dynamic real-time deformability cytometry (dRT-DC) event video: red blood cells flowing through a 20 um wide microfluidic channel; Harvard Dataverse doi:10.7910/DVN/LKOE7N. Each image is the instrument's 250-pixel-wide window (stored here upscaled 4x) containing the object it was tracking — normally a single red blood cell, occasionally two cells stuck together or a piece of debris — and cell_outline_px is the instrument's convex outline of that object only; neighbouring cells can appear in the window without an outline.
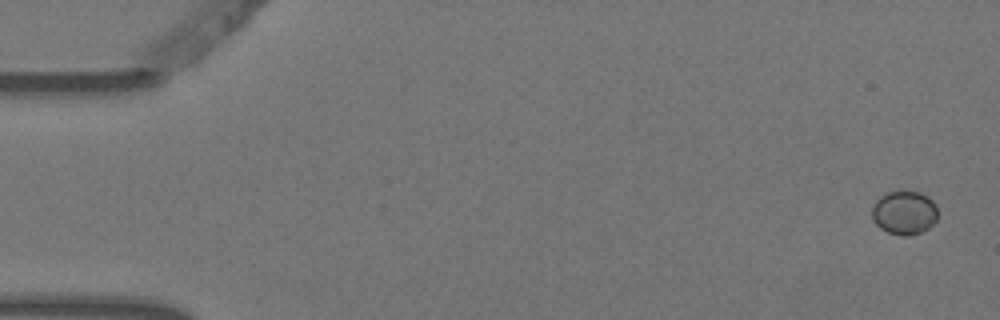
{"species": "Egyptian fruit bat (a non-hibernating species)", "species_latin": "Rousettus aegyptiacus", "temperature_condition": "warm", "stored_images_in_passage": 4, "camera_frame_rate_fps": 3000, "um_per_image_px": 0.085, "animal": {"sex": "female"}, "frame": {"image": 1, "passage_image": 1, "time_ms": 0.0, "image_size_px": [1000, 320], "cell_outline_px": [[936, 220], [928, 228], [920, 232], [908, 236], [900, 236], [888, 232], [880, 228], [872, 220], [872, 204], [884, 192], [920, 192], [928, 196], [936, 204]], "centroid_in_image_um": [76.83, 18.08], "position_along_channel_um": 8.2, "area_um2": 16.82}}
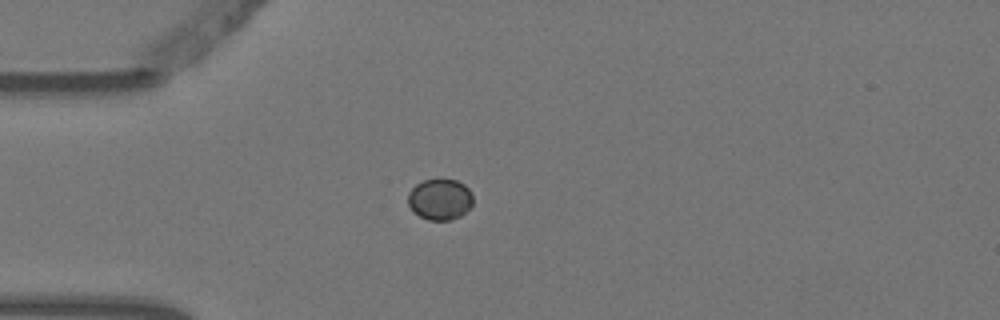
{"frame": {"image": 2, "passage_image": 4, "time_ms": 1.0, "image_size_px": [1000, 320], "cell_outline_px": [[472, 204], [460, 216], [452, 220], [428, 220], [412, 212], [408, 204], [408, 192], [416, 184], [424, 180], [456, 180], [464, 184], [472, 192]], "centroid_in_image_um": [37.37, 16.95], "position_along_channel_um": 47.6, "area_um2": 15.55}}